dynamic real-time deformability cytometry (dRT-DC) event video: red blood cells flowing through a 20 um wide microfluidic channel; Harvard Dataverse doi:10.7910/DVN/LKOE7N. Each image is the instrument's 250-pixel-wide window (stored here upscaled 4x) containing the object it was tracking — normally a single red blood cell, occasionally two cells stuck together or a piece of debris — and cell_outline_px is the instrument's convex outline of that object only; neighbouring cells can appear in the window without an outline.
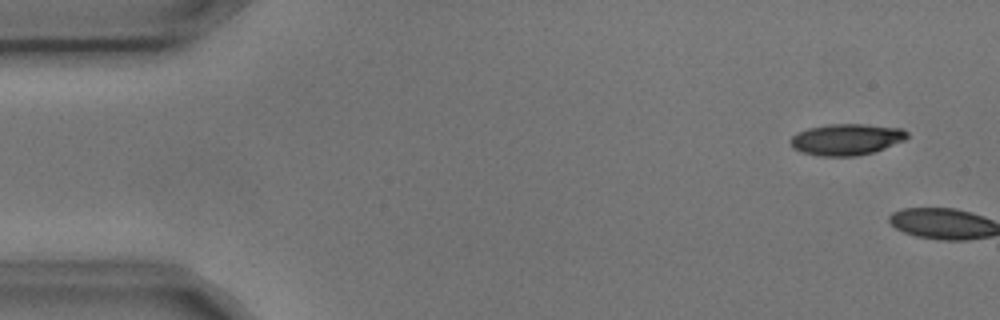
{"species": "common noctule bat (a hibernating species)", "species_latin": "Nyctalus noctula", "temperature_condition": "cold", "stored_images_in_passage": 2, "camera_frame_rate_fps": 3000, "um_per_image_px": 0.085, "animal": {"sex": "male", "body_mass_g": 17.9, "forearm_length_mm": 54.2}, "frame": {"image": 1, "passage_image": 1, "time_ms": 0.0, "image_size_px": [1000, 320], "cell_outline_px": [[908, 136], [904, 140], [884, 148], [872, 152], [856, 156], [816, 156], [800, 152], [792, 148], [788, 140], [796, 132], [808, 128], [828, 124], [864, 124], [904, 128], [908, 132]], "centroid_in_image_um": [71.9, 11.85], "position_along_channel_um": 13.1, "area_um2": 21.56}}